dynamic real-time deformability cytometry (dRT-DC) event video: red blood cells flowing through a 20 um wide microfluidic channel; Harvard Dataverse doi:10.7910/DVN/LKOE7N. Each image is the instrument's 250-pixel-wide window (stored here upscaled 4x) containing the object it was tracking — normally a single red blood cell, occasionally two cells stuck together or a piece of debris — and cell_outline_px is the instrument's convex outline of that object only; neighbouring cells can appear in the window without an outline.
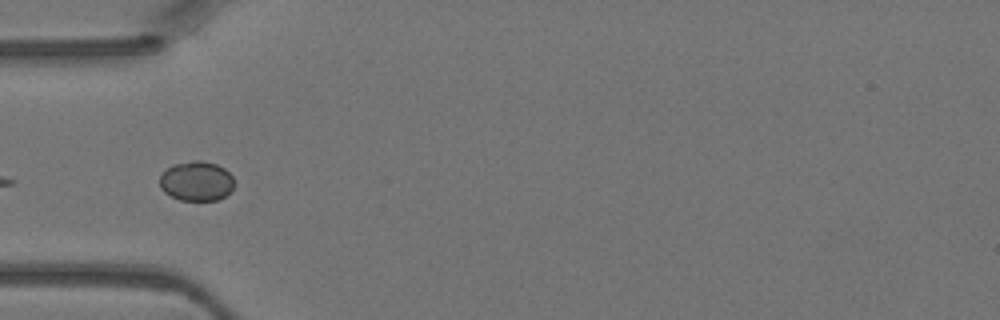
{"species": "Egyptian fruit bat (a non-hibernating species)", "species_latin": "Rousettus aegyptiacus", "temperature_condition": "warm", "stored_images_in_passage": 4, "camera_frame_rate_fps": 3000, "um_per_image_px": 0.085, "animal": {"sex": "female"}, "frame": {"image": 1, "passage_image": 4, "time_ms": 1.0, "image_size_px": [1000, 320], "cell_outline_px": [[236, 184], [224, 196], [216, 200], [180, 200], [164, 192], [160, 188], [160, 176], [172, 164], [192, 160], [200, 160], [216, 164], [224, 168], [232, 176]], "centroid_in_image_um": [16.7, 15.38], "position_along_channel_um": 68.3, "area_um2": 17.22}}